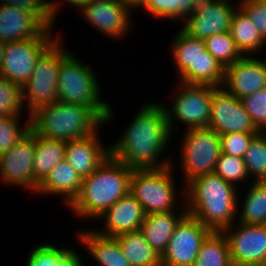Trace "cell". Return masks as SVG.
<instances>
[{
    "mask_svg": "<svg viewBox=\"0 0 266 266\" xmlns=\"http://www.w3.org/2000/svg\"><path fill=\"white\" fill-rule=\"evenodd\" d=\"M124 134L110 146V156L117 161L131 169H159L172 165L167 159L162 164L156 163L172 134L163 105L148 103L142 107Z\"/></svg>",
    "mask_w": 266,
    "mask_h": 266,
    "instance_id": "obj_1",
    "label": "cell"
},
{
    "mask_svg": "<svg viewBox=\"0 0 266 266\" xmlns=\"http://www.w3.org/2000/svg\"><path fill=\"white\" fill-rule=\"evenodd\" d=\"M186 184L189 187L186 199L189 215L214 232H222L233 224L238 203L235 184L215 173L197 176Z\"/></svg>",
    "mask_w": 266,
    "mask_h": 266,
    "instance_id": "obj_2",
    "label": "cell"
},
{
    "mask_svg": "<svg viewBox=\"0 0 266 266\" xmlns=\"http://www.w3.org/2000/svg\"><path fill=\"white\" fill-rule=\"evenodd\" d=\"M133 169L109 156L102 165L82 178L80 192L69 205L77 215L101 217L103 213L130 191Z\"/></svg>",
    "mask_w": 266,
    "mask_h": 266,
    "instance_id": "obj_3",
    "label": "cell"
},
{
    "mask_svg": "<svg viewBox=\"0 0 266 266\" xmlns=\"http://www.w3.org/2000/svg\"><path fill=\"white\" fill-rule=\"evenodd\" d=\"M29 116L38 136L65 142L90 136L104 123L90 107L62 101L41 106Z\"/></svg>",
    "mask_w": 266,
    "mask_h": 266,
    "instance_id": "obj_4",
    "label": "cell"
},
{
    "mask_svg": "<svg viewBox=\"0 0 266 266\" xmlns=\"http://www.w3.org/2000/svg\"><path fill=\"white\" fill-rule=\"evenodd\" d=\"M91 68L67 52L57 81L58 101L90 107L104 122L113 117L111 106L100 100L99 84Z\"/></svg>",
    "mask_w": 266,
    "mask_h": 266,
    "instance_id": "obj_5",
    "label": "cell"
},
{
    "mask_svg": "<svg viewBox=\"0 0 266 266\" xmlns=\"http://www.w3.org/2000/svg\"><path fill=\"white\" fill-rule=\"evenodd\" d=\"M57 38L37 59L35 68L22 87L23 102L28 101L29 114L39 107L58 101L57 81L62 57L68 52ZM28 98V99H27ZM27 99V101H25Z\"/></svg>",
    "mask_w": 266,
    "mask_h": 266,
    "instance_id": "obj_6",
    "label": "cell"
},
{
    "mask_svg": "<svg viewBox=\"0 0 266 266\" xmlns=\"http://www.w3.org/2000/svg\"><path fill=\"white\" fill-rule=\"evenodd\" d=\"M172 167L159 169H133L130 193L141 204L145 214L170 212L175 203Z\"/></svg>",
    "mask_w": 266,
    "mask_h": 266,
    "instance_id": "obj_7",
    "label": "cell"
},
{
    "mask_svg": "<svg viewBox=\"0 0 266 266\" xmlns=\"http://www.w3.org/2000/svg\"><path fill=\"white\" fill-rule=\"evenodd\" d=\"M183 140L181 159L186 182L214 173L221 154L219 134L209 128L188 129Z\"/></svg>",
    "mask_w": 266,
    "mask_h": 266,
    "instance_id": "obj_8",
    "label": "cell"
},
{
    "mask_svg": "<svg viewBox=\"0 0 266 266\" xmlns=\"http://www.w3.org/2000/svg\"><path fill=\"white\" fill-rule=\"evenodd\" d=\"M180 94L172 104V111L165 108L170 131L173 118L187 124L189 129L208 128L211 115L213 86L181 83ZM171 111V112H170ZM173 115V116H172Z\"/></svg>",
    "mask_w": 266,
    "mask_h": 266,
    "instance_id": "obj_9",
    "label": "cell"
},
{
    "mask_svg": "<svg viewBox=\"0 0 266 266\" xmlns=\"http://www.w3.org/2000/svg\"><path fill=\"white\" fill-rule=\"evenodd\" d=\"M212 231L187 214L177 225L164 253L161 266H193L202 242Z\"/></svg>",
    "mask_w": 266,
    "mask_h": 266,
    "instance_id": "obj_10",
    "label": "cell"
},
{
    "mask_svg": "<svg viewBox=\"0 0 266 266\" xmlns=\"http://www.w3.org/2000/svg\"><path fill=\"white\" fill-rule=\"evenodd\" d=\"M57 38H32L6 44L0 76L20 86L28 81L37 59Z\"/></svg>",
    "mask_w": 266,
    "mask_h": 266,
    "instance_id": "obj_11",
    "label": "cell"
},
{
    "mask_svg": "<svg viewBox=\"0 0 266 266\" xmlns=\"http://www.w3.org/2000/svg\"><path fill=\"white\" fill-rule=\"evenodd\" d=\"M208 128L219 135L227 133H259L241 99L227 92L223 87L213 86L211 115Z\"/></svg>",
    "mask_w": 266,
    "mask_h": 266,
    "instance_id": "obj_12",
    "label": "cell"
},
{
    "mask_svg": "<svg viewBox=\"0 0 266 266\" xmlns=\"http://www.w3.org/2000/svg\"><path fill=\"white\" fill-rule=\"evenodd\" d=\"M36 142L37 134L30 129L13 147L0 155L2 180L37 191L39 184L34 180L33 174Z\"/></svg>",
    "mask_w": 266,
    "mask_h": 266,
    "instance_id": "obj_13",
    "label": "cell"
},
{
    "mask_svg": "<svg viewBox=\"0 0 266 266\" xmlns=\"http://www.w3.org/2000/svg\"><path fill=\"white\" fill-rule=\"evenodd\" d=\"M237 9L229 0H202L187 17L183 31L189 36L205 40L230 30Z\"/></svg>",
    "mask_w": 266,
    "mask_h": 266,
    "instance_id": "obj_14",
    "label": "cell"
},
{
    "mask_svg": "<svg viewBox=\"0 0 266 266\" xmlns=\"http://www.w3.org/2000/svg\"><path fill=\"white\" fill-rule=\"evenodd\" d=\"M232 228L230 225L222 231L229 244L232 265L266 263V225L239 223V229L230 232Z\"/></svg>",
    "mask_w": 266,
    "mask_h": 266,
    "instance_id": "obj_15",
    "label": "cell"
},
{
    "mask_svg": "<svg viewBox=\"0 0 266 266\" xmlns=\"http://www.w3.org/2000/svg\"><path fill=\"white\" fill-rule=\"evenodd\" d=\"M266 87V62L242 56L225 68L223 88L238 99Z\"/></svg>",
    "mask_w": 266,
    "mask_h": 266,
    "instance_id": "obj_16",
    "label": "cell"
},
{
    "mask_svg": "<svg viewBox=\"0 0 266 266\" xmlns=\"http://www.w3.org/2000/svg\"><path fill=\"white\" fill-rule=\"evenodd\" d=\"M50 30L33 14L16 6L0 4L1 41L9 43L32 38H51Z\"/></svg>",
    "mask_w": 266,
    "mask_h": 266,
    "instance_id": "obj_17",
    "label": "cell"
},
{
    "mask_svg": "<svg viewBox=\"0 0 266 266\" xmlns=\"http://www.w3.org/2000/svg\"><path fill=\"white\" fill-rule=\"evenodd\" d=\"M92 26L109 37H122L130 22L129 11L117 0H91L81 9Z\"/></svg>",
    "mask_w": 266,
    "mask_h": 266,
    "instance_id": "obj_18",
    "label": "cell"
},
{
    "mask_svg": "<svg viewBox=\"0 0 266 266\" xmlns=\"http://www.w3.org/2000/svg\"><path fill=\"white\" fill-rule=\"evenodd\" d=\"M145 215L141 204L128 192L103 213L101 217L105 218L104 231L96 232L102 236L116 237L141 230Z\"/></svg>",
    "mask_w": 266,
    "mask_h": 266,
    "instance_id": "obj_19",
    "label": "cell"
},
{
    "mask_svg": "<svg viewBox=\"0 0 266 266\" xmlns=\"http://www.w3.org/2000/svg\"><path fill=\"white\" fill-rule=\"evenodd\" d=\"M97 131L82 139L66 143L65 160L82 178L96 171L110 156V147L103 148Z\"/></svg>",
    "mask_w": 266,
    "mask_h": 266,
    "instance_id": "obj_20",
    "label": "cell"
},
{
    "mask_svg": "<svg viewBox=\"0 0 266 266\" xmlns=\"http://www.w3.org/2000/svg\"><path fill=\"white\" fill-rule=\"evenodd\" d=\"M173 42V58L180 82L196 84V60L206 50L204 40L189 36L181 29Z\"/></svg>",
    "mask_w": 266,
    "mask_h": 266,
    "instance_id": "obj_21",
    "label": "cell"
},
{
    "mask_svg": "<svg viewBox=\"0 0 266 266\" xmlns=\"http://www.w3.org/2000/svg\"><path fill=\"white\" fill-rule=\"evenodd\" d=\"M185 210V211H184ZM179 216L173 211L154 212L145 215L141 226L146 241L161 256L178 223L188 214L185 208Z\"/></svg>",
    "mask_w": 266,
    "mask_h": 266,
    "instance_id": "obj_22",
    "label": "cell"
},
{
    "mask_svg": "<svg viewBox=\"0 0 266 266\" xmlns=\"http://www.w3.org/2000/svg\"><path fill=\"white\" fill-rule=\"evenodd\" d=\"M81 184L82 177L64 159L53 167L36 192L64 195L69 206L79 194Z\"/></svg>",
    "mask_w": 266,
    "mask_h": 266,
    "instance_id": "obj_23",
    "label": "cell"
},
{
    "mask_svg": "<svg viewBox=\"0 0 266 266\" xmlns=\"http://www.w3.org/2000/svg\"><path fill=\"white\" fill-rule=\"evenodd\" d=\"M78 236L101 266H131L115 237L102 236L94 230L81 232Z\"/></svg>",
    "mask_w": 266,
    "mask_h": 266,
    "instance_id": "obj_24",
    "label": "cell"
},
{
    "mask_svg": "<svg viewBox=\"0 0 266 266\" xmlns=\"http://www.w3.org/2000/svg\"><path fill=\"white\" fill-rule=\"evenodd\" d=\"M115 238L131 266H161L160 255L146 241L141 230L121 234Z\"/></svg>",
    "mask_w": 266,
    "mask_h": 266,
    "instance_id": "obj_25",
    "label": "cell"
},
{
    "mask_svg": "<svg viewBox=\"0 0 266 266\" xmlns=\"http://www.w3.org/2000/svg\"><path fill=\"white\" fill-rule=\"evenodd\" d=\"M65 141L48 139L37 135L34 150L33 174L34 180L40 184L53 167L65 159Z\"/></svg>",
    "mask_w": 266,
    "mask_h": 266,
    "instance_id": "obj_26",
    "label": "cell"
},
{
    "mask_svg": "<svg viewBox=\"0 0 266 266\" xmlns=\"http://www.w3.org/2000/svg\"><path fill=\"white\" fill-rule=\"evenodd\" d=\"M229 32L242 55L248 56L258 51L266 41L259 34L251 19L240 8L233 15Z\"/></svg>",
    "mask_w": 266,
    "mask_h": 266,
    "instance_id": "obj_27",
    "label": "cell"
},
{
    "mask_svg": "<svg viewBox=\"0 0 266 266\" xmlns=\"http://www.w3.org/2000/svg\"><path fill=\"white\" fill-rule=\"evenodd\" d=\"M193 266H233L223 232L212 231L202 242Z\"/></svg>",
    "mask_w": 266,
    "mask_h": 266,
    "instance_id": "obj_28",
    "label": "cell"
},
{
    "mask_svg": "<svg viewBox=\"0 0 266 266\" xmlns=\"http://www.w3.org/2000/svg\"><path fill=\"white\" fill-rule=\"evenodd\" d=\"M27 266H79L82 262L71 249L57 248L54 244H43L31 250Z\"/></svg>",
    "mask_w": 266,
    "mask_h": 266,
    "instance_id": "obj_29",
    "label": "cell"
},
{
    "mask_svg": "<svg viewBox=\"0 0 266 266\" xmlns=\"http://www.w3.org/2000/svg\"><path fill=\"white\" fill-rule=\"evenodd\" d=\"M245 198L238 223L266 225V181H254Z\"/></svg>",
    "mask_w": 266,
    "mask_h": 266,
    "instance_id": "obj_30",
    "label": "cell"
},
{
    "mask_svg": "<svg viewBox=\"0 0 266 266\" xmlns=\"http://www.w3.org/2000/svg\"><path fill=\"white\" fill-rule=\"evenodd\" d=\"M202 0H145V9L156 17L187 18Z\"/></svg>",
    "mask_w": 266,
    "mask_h": 266,
    "instance_id": "obj_31",
    "label": "cell"
},
{
    "mask_svg": "<svg viewBox=\"0 0 266 266\" xmlns=\"http://www.w3.org/2000/svg\"><path fill=\"white\" fill-rule=\"evenodd\" d=\"M204 42L206 50L224 69L242 57L229 31L210 36Z\"/></svg>",
    "mask_w": 266,
    "mask_h": 266,
    "instance_id": "obj_32",
    "label": "cell"
},
{
    "mask_svg": "<svg viewBox=\"0 0 266 266\" xmlns=\"http://www.w3.org/2000/svg\"><path fill=\"white\" fill-rule=\"evenodd\" d=\"M243 158L248 176L251 173L254 181H266V132L253 138Z\"/></svg>",
    "mask_w": 266,
    "mask_h": 266,
    "instance_id": "obj_33",
    "label": "cell"
},
{
    "mask_svg": "<svg viewBox=\"0 0 266 266\" xmlns=\"http://www.w3.org/2000/svg\"><path fill=\"white\" fill-rule=\"evenodd\" d=\"M225 69L221 64L207 51L196 60V84L221 87L224 81Z\"/></svg>",
    "mask_w": 266,
    "mask_h": 266,
    "instance_id": "obj_34",
    "label": "cell"
},
{
    "mask_svg": "<svg viewBox=\"0 0 266 266\" xmlns=\"http://www.w3.org/2000/svg\"><path fill=\"white\" fill-rule=\"evenodd\" d=\"M0 4L16 6L36 16L48 29L54 24L58 3L51 0H0ZM58 7V8H57Z\"/></svg>",
    "mask_w": 266,
    "mask_h": 266,
    "instance_id": "obj_35",
    "label": "cell"
},
{
    "mask_svg": "<svg viewBox=\"0 0 266 266\" xmlns=\"http://www.w3.org/2000/svg\"><path fill=\"white\" fill-rule=\"evenodd\" d=\"M22 86L0 76V116H20L22 111Z\"/></svg>",
    "mask_w": 266,
    "mask_h": 266,
    "instance_id": "obj_36",
    "label": "cell"
},
{
    "mask_svg": "<svg viewBox=\"0 0 266 266\" xmlns=\"http://www.w3.org/2000/svg\"><path fill=\"white\" fill-rule=\"evenodd\" d=\"M214 173L226 182L234 184L248 178L244 158L221 153L217 160ZM234 182V183H233Z\"/></svg>",
    "mask_w": 266,
    "mask_h": 266,
    "instance_id": "obj_37",
    "label": "cell"
},
{
    "mask_svg": "<svg viewBox=\"0 0 266 266\" xmlns=\"http://www.w3.org/2000/svg\"><path fill=\"white\" fill-rule=\"evenodd\" d=\"M17 116H0V155L13 147L31 129V118L20 128Z\"/></svg>",
    "mask_w": 266,
    "mask_h": 266,
    "instance_id": "obj_38",
    "label": "cell"
},
{
    "mask_svg": "<svg viewBox=\"0 0 266 266\" xmlns=\"http://www.w3.org/2000/svg\"><path fill=\"white\" fill-rule=\"evenodd\" d=\"M241 102L259 132H266V87L243 97Z\"/></svg>",
    "mask_w": 266,
    "mask_h": 266,
    "instance_id": "obj_39",
    "label": "cell"
},
{
    "mask_svg": "<svg viewBox=\"0 0 266 266\" xmlns=\"http://www.w3.org/2000/svg\"><path fill=\"white\" fill-rule=\"evenodd\" d=\"M258 133H227L220 136L221 153L243 158L250 142Z\"/></svg>",
    "mask_w": 266,
    "mask_h": 266,
    "instance_id": "obj_40",
    "label": "cell"
},
{
    "mask_svg": "<svg viewBox=\"0 0 266 266\" xmlns=\"http://www.w3.org/2000/svg\"><path fill=\"white\" fill-rule=\"evenodd\" d=\"M242 2L239 8L251 19L259 34L266 40V0H243Z\"/></svg>",
    "mask_w": 266,
    "mask_h": 266,
    "instance_id": "obj_41",
    "label": "cell"
},
{
    "mask_svg": "<svg viewBox=\"0 0 266 266\" xmlns=\"http://www.w3.org/2000/svg\"><path fill=\"white\" fill-rule=\"evenodd\" d=\"M129 12L132 8H137L145 5V0H117Z\"/></svg>",
    "mask_w": 266,
    "mask_h": 266,
    "instance_id": "obj_42",
    "label": "cell"
},
{
    "mask_svg": "<svg viewBox=\"0 0 266 266\" xmlns=\"http://www.w3.org/2000/svg\"><path fill=\"white\" fill-rule=\"evenodd\" d=\"M64 1V0H63ZM69 4H73V6L79 8L80 10L86 6L91 0H65Z\"/></svg>",
    "mask_w": 266,
    "mask_h": 266,
    "instance_id": "obj_43",
    "label": "cell"
},
{
    "mask_svg": "<svg viewBox=\"0 0 266 266\" xmlns=\"http://www.w3.org/2000/svg\"><path fill=\"white\" fill-rule=\"evenodd\" d=\"M6 44L7 43L0 40V71H1V63L3 60V55H4V50H5Z\"/></svg>",
    "mask_w": 266,
    "mask_h": 266,
    "instance_id": "obj_44",
    "label": "cell"
},
{
    "mask_svg": "<svg viewBox=\"0 0 266 266\" xmlns=\"http://www.w3.org/2000/svg\"><path fill=\"white\" fill-rule=\"evenodd\" d=\"M240 266H266V263H262V264L240 265Z\"/></svg>",
    "mask_w": 266,
    "mask_h": 266,
    "instance_id": "obj_45",
    "label": "cell"
}]
</instances>
